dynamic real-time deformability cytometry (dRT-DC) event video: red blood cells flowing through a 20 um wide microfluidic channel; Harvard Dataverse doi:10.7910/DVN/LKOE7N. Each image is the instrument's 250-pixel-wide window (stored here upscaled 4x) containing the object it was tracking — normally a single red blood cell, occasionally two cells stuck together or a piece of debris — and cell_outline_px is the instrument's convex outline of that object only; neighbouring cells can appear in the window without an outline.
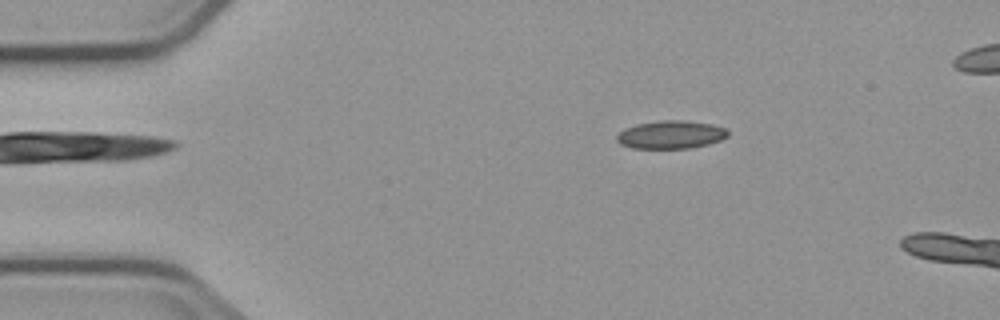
{"species": "common noctule bat (a hibernating species)", "species_latin": "Nyctalus noctula", "temperature_condition": "cold", "stored_images_in_passage": 3, "camera_frame_rate_fps": 3000, "um_per_image_px": 0.085, "animal": {"sex": "male", "body_mass_g": 23.1, "forearm_length_mm": 52.7}, "frame": {"image": 1, "passage_image": 2, "time_ms": 1.0, "image_size_px": [1000, 320], "cell_outline_px": [[728, 136], [720, 140], [708, 144], [688, 148], [632, 148], [620, 144], [616, 140], [616, 136], [624, 128], [636, 124], [660, 120], [684, 120], [712, 124], [724, 128], [728, 132]], "centroid_in_image_um": [56.99, 11.44], "position_along_channel_um": 28.0, "area_um2": 18.15}}